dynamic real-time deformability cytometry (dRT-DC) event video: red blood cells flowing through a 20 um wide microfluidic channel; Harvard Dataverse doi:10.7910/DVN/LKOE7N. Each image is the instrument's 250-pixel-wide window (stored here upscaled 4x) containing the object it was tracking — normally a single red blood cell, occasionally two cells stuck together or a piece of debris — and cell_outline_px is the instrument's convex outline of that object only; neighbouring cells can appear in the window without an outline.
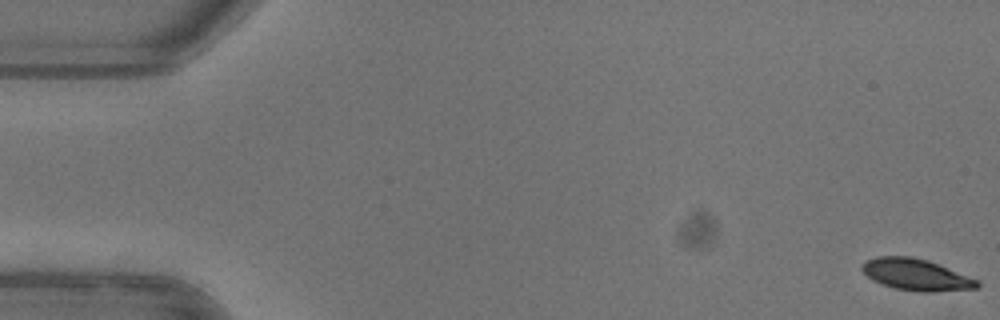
{"species": "common noctule bat (a hibernating species)", "species_latin": "Nyctalus noctula", "temperature_condition": "warm", "stored_images_in_passage": 53, "camera_frame_rate_fps": 3000, "um_per_image_px": 0.085, "animal": {"sex": "female"}, "frame": {"image": 1, "passage_image": 1, "time_ms": 0.0, "image_size_px": [1000, 320], "cell_outline_px": [[980, 284], [976, 288], [932, 292], [920, 292], [896, 288], [880, 284], [872, 280], [860, 268], [860, 264], [864, 260], [876, 256], [912, 256], [928, 260], [980, 280]], "centroid_in_image_um": [77.84, 23.33], "position_along_channel_um": 7.2, "area_um2": 21.39}}
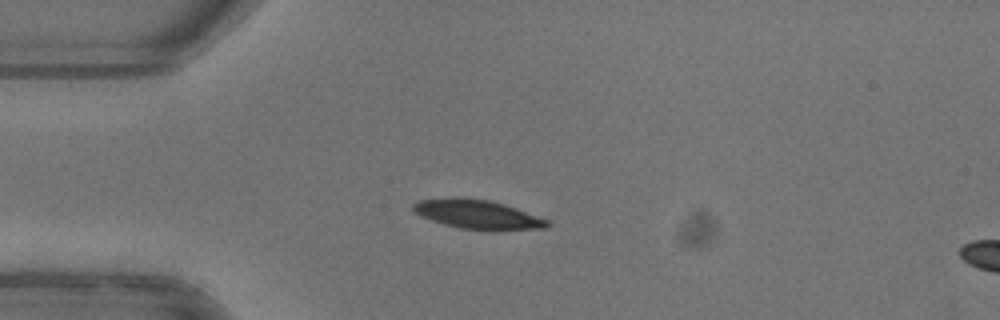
{"frame": {"image": 2, "passage_image": 14, "time_ms": 4.333, "image_size_px": [1000, 320], "cell_outline_px": [[552, 224], [548, 228], [460, 228], [444, 224], [420, 216], [412, 212], [412, 204], [420, 200], [456, 196], [488, 200], [504, 204], [516, 208], [548, 220]], "centroid_in_image_um": [40.5, 18.17], "position_along_channel_um": 44.5, "area_um2": 22.08}}
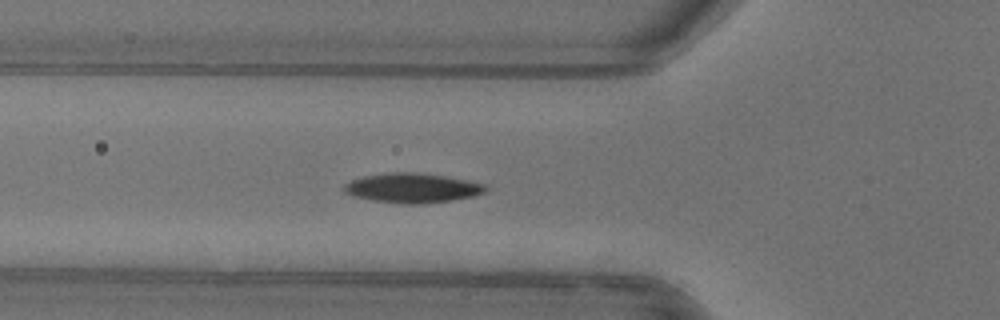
{"frame": {"image": 3, "passage_image": 19, "time_ms": 6.0, "image_size_px": [1000, 320], "cell_outline_px": [[488, 188], [484, 192], [476, 196], [452, 200], [420, 204], [400, 204], [372, 200], [352, 196], [344, 192], [344, 184], [352, 180], [364, 176], [392, 172], [412, 172], [444, 176], [484, 184]], "centroid_in_image_um": [35.03, 15.99], "position_along_channel_um": 90.8, "area_um2": 24.28}, "authors_computed_cell_mechanics": {"area_um2": 22.831, "velocity_mm_per_s": 3.9503, "shape_relaxation_time_tau1_ms": 2.5459, "shape_relaxation_time_tau2_ms": 2.4259, "deformation_change_tau1": 0.1352, "deformation_change_tau2": 0.0526}}